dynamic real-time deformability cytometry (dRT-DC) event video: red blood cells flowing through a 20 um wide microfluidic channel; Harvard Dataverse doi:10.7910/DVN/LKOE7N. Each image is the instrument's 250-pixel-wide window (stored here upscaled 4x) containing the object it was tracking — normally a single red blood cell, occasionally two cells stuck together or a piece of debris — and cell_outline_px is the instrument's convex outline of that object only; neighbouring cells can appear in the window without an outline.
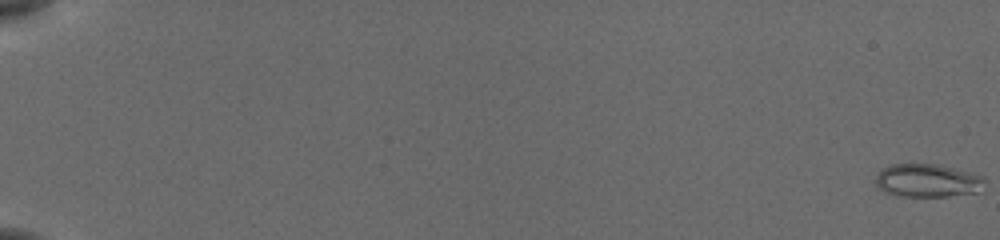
{"species": "common noctule bat (a hibernating species)", "species_latin": "Nyctalus noctula", "temperature_condition": "cold", "stored_images_in_passage": 57, "camera_frame_rate_fps": 3000, "um_per_image_px": 0.085, "animal": {"sex": "female", "body_mass_g": 19.5, "forearm_length_mm": 54.1}, "frame": {"image": 1, "passage_image": 1, "time_ms": 0.0, "image_size_px": [1000, 240], "cell_outline_px": [[984, 180], [980, 192], [948, 196], [896, 196], [884, 192], [876, 188], [876, 176], [884, 168], [892, 164], [936, 164], [984, 176]], "centroid_in_image_um": [78.81, 15.36], "position_along_channel_um": 6.2, "area_um2": 21.04}, "authors_computed_cell_mechanics": {"area_um2": 17.5134, "velocity_mm_per_s": 3.8849, "shape_relaxation_time_tau1_ms": 4.0639, "shape_relaxation_time_tau2_ms": null, "deformation_change_tau1": 0.1163, "deformation_change_tau2": null}}